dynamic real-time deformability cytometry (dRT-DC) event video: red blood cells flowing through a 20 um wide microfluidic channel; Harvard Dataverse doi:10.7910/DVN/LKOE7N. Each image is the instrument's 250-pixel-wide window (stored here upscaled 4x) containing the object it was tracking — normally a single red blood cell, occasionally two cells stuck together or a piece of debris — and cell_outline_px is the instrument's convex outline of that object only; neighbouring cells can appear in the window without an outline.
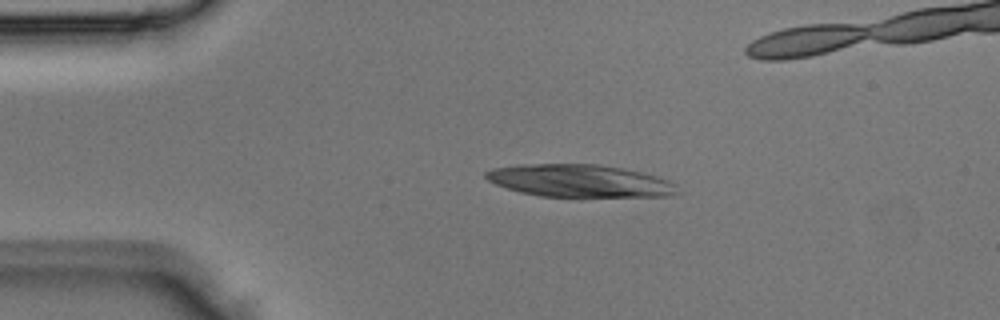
{"species": "Egyptian fruit bat (a non-hibernating species)", "species_latin": "Rousettus aegyptiacus", "temperature_condition": "room temperature", "stored_images_in_passage": 7, "camera_frame_rate_fps": 3000, "um_per_image_px": 0.085, "animal": {"sex": "male"}, "frame": {"image": 1, "passage_image": 3, "time_ms": 0.667, "image_size_px": [1000, 320], "cell_outline_px": [[680, 192], [672, 196], [540, 196], [520, 192], [496, 184], [488, 180], [484, 176], [484, 172], [492, 168], [516, 164], [596, 164], [620, 168], [640, 172], [656, 176], [668, 180], [676, 184]], "centroid_in_image_um": [49.25, 15.36], "position_along_channel_um": 35.7, "area_um2": 36.18}}
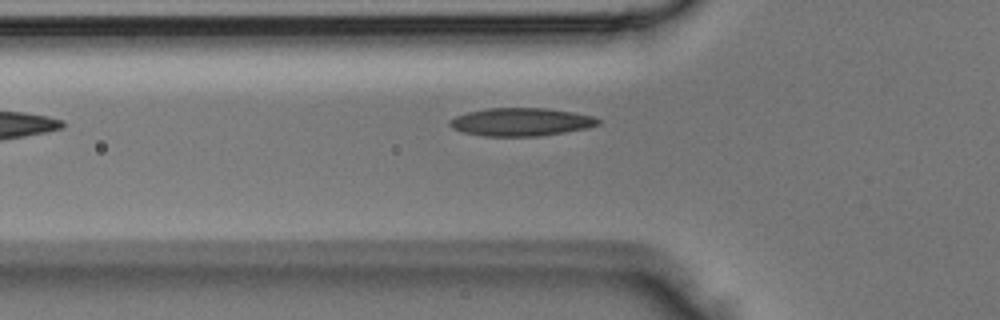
{"frame": {"image": 2, "passage_image": 7, "time_ms": 2.0, "image_size_px": [1000, 320], "cell_outline_px": [[600, 124], [588, 128], [540, 136], [484, 136], [464, 132], [452, 128], [448, 124], [448, 120], [456, 116], [468, 112], [488, 108], [548, 108], [572, 112], [592, 116], [600, 120]], "centroid_in_image_um": [44.28, 10.36], "position_along_channel_um": 81.5, "area_um2": 24.22}}